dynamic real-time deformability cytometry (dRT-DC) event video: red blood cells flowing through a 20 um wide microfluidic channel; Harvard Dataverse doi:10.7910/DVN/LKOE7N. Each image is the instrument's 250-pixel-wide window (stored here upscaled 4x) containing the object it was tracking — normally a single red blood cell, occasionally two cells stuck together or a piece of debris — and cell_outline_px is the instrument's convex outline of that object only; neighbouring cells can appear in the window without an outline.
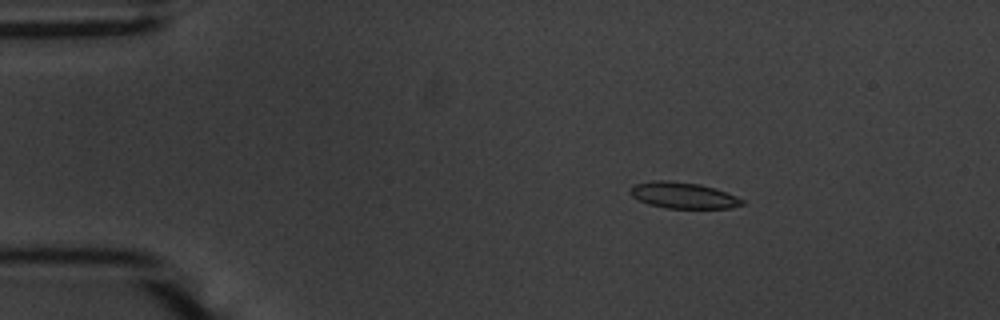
{"species": "common noctule bat (a hibernating species)", "species_latin": "Nyctalus noctula", "temperature_condition": "warm", "stored_images_in_passage": 54, "camera_frame_rate_fps": 3000, "um_per_image_px": 0.085, "animal": {"sex": "male", "body_mass_g": 20.1, "forearm_length_mm": 53.5}, "frame": {"image": 1, "passage_image": 8, "time_ms": 2.333, "image_size_px": [1000, 320], "cell_outline_px": [[744, 204], [732, 208], [668, 208], [648, 204], [632, 196], [628, 192], [636, 184], [652, 180], [668, 180], [700, 184], [716, 188], [736, 196], [744, 200]], "centroid_in_image_um": [58.09, 16.6], "position_along_channel_um": 26.9, "area_um2": 17.05}}
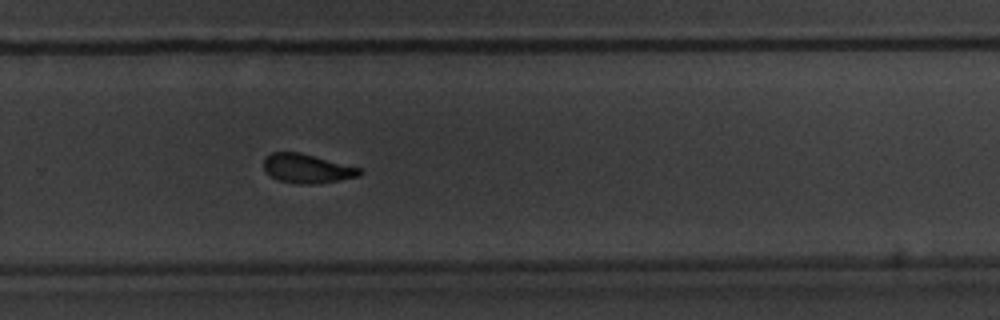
{"frame": {"image": 2, "passage_image": 36, "time_ms": 11.667, "image_size_px": [1000, 320], "cell_outline_px": [[364, 172], [360, 176], [340, 180], [308, 184], [296, 184], [280, 180], [264, 172], [264, 156], [272, 152], [300, 152], [364, 168]], "centroid_in_image_um": [26.14, 14.31], "position_along_channel_um": 303.7, "area_um2": 16.53}}
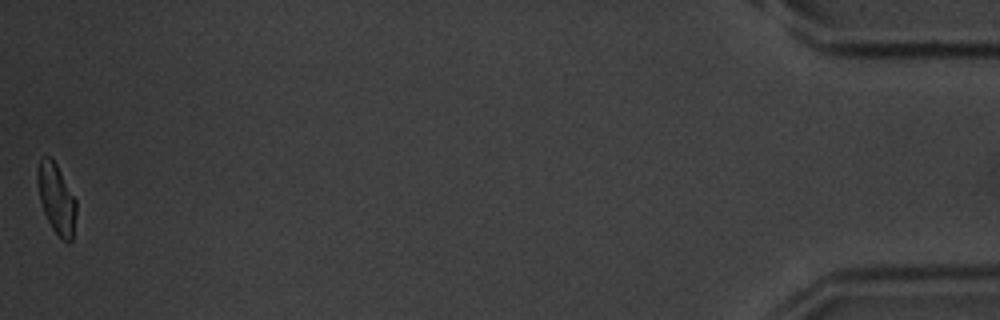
{"frame": {"image": 3, "passage_image": 54, "time_ms": 17.667, "image_size_px": [1000, 320], "cell_outline_px": [[76, 216], [72, 240], [68, 244], [52, 228], [44, 212], [40, 200], [36, 180], [36, 172], [40, 156], [48, 156], [56, 164], [76, 200]], "centroid_in_image_um": [4.78, 16.87], "position_along_channel_um": 430.4, "area_um2": 15.72}, "authors_computed_cell_mechanics": {"area_um2": 17.051, "velocity_mm_per_s": 3.6579, "shape_relaxation_time_tau1_ms": 3.828, "shape_relaxation_time_tau2_ms": 2.9385, "deformation_change_tau1": 0.1284, "deformation_change_tau2": 0.0813}}